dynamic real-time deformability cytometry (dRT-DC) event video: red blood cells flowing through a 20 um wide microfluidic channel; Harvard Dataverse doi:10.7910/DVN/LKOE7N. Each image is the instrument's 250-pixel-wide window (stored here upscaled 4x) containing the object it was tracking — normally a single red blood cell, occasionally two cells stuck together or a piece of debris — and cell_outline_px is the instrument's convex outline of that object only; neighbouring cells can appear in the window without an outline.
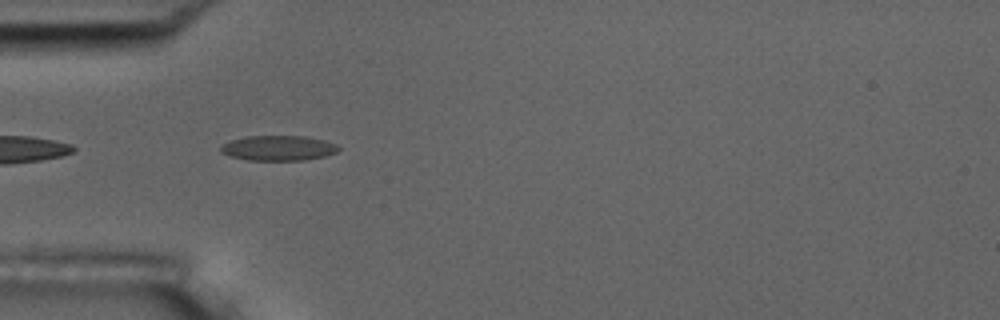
{"species": "common noctule bat (a hibernating species)", "species_latin": "Nyctalus noctula", "temperature_condition": "room temperature", "stored_images_in_passage": 15, "segment_of_instrument_passage": [2, 2], "camera_frame_rate_fps": 3000, "um_per_image_px": 0.085, "animal": {"sex": "male", "body_mass_g": 17.5, "forearm_length_mm": 52.3}, "frame": {"image": 1, "passage_image": 5, "time_ms": 5.333, "image_size_px": [1000, 320], "cell_outline_px": [[340, 148], [336, 152], [324, 156], [304, 160], [248, 160], [228, 156], [220, 152], [220, 148], [224, 144], [232, 140], [244, 136], [304, 136], [324, 140], [336, 144]], "centroid_in_image_um": [23.64, 12.58], "position_along_channel_um": 61.4, "area_um2": 17.17}}
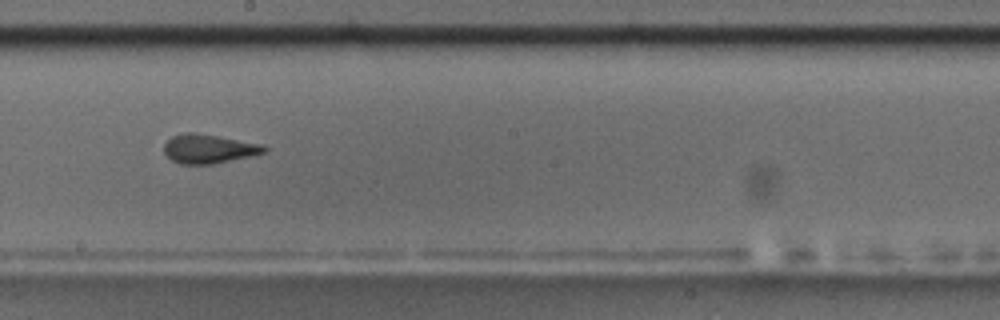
{"frame": {"image": 2, "passage_image": 9, "time_ms": 10.0, "image_size_px": [1000, 320], "cell_outline_px": [[268, 148], [264, 152], [252, 156], [212, 164], [180, 164], [172, 160], [164, 152], [164, 144], [172, 136], [184, 132], [196, 132], [264, 144]], "centroid_in_image_um": [17.75, 12.64], "position_along_channel_um": 230.4, "area_um2": 17.05}}
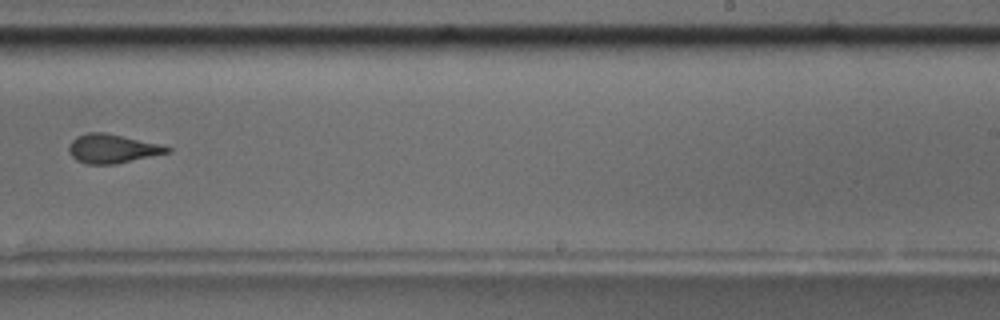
{"frame": {"image": 3, "passage_image": 10, "time_ms": 11.333, "image_size_px": [1000, 320], "cell_outline_px": [[172, 148], [168, 152], [116, 164], [88, 164], [76, 160], [68, 152], [68, 148], [72, 140], [76, 136], [88, 132], [104, 132], [160, 144]], "centroid_in_image_um": [9.5, 12.63], "position_along_channel_um": 279.5, "area_um2": 16.42}}